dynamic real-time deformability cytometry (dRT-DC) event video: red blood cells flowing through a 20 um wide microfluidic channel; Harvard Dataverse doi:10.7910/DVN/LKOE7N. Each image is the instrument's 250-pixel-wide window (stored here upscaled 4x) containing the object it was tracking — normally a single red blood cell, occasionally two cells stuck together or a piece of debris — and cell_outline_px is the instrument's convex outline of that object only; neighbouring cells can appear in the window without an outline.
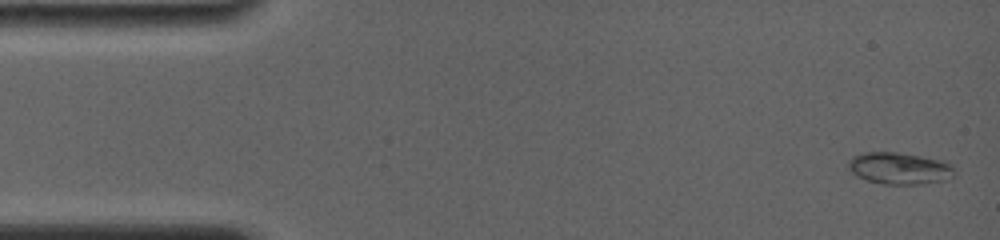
{"species": "common noctule bat (a hibernating species)", "species_latin": "Nyctalus noctula", "temperature_condition": "room temperature", "stored_images_in_passage": 70, "camera_frame_rate_fps": 4000, "um_per_image_px": 0.085, "animal": {"sex": "female", "body_mass_g": 19.0, "forearm_length_mm": 56.7}, "frame": {"image": 1, "passage_image": 1, "time_ms": 0.0, "image_size_px": [1000, 240], "cell_outline_px": [[956, 176], [944, 180], [920, 184], [884, 184], [868, 180], [852, 172], [848, 168], [848, 160], [852, 156], [864, 152], [896, 152], [944, 160], [952, 168]], "centroid_in_image_um": [76.45, 14.3], "position_along_channel_um": 8.6, "area_um2": 19.54}}
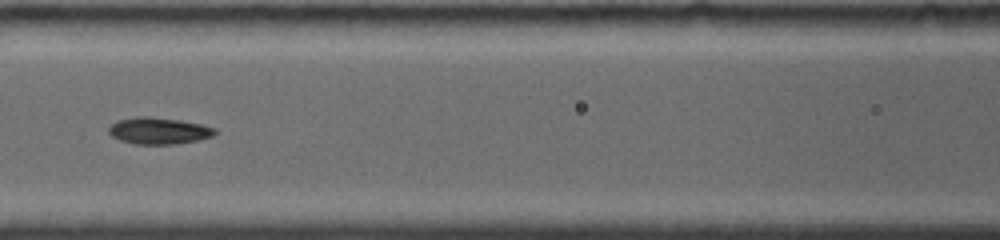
{"frame": {"image": 2, "passage_image": 27, "time_ms": 6.75, "image_size_px": [1000, 240], "cell_outline_px": [[216, 132], [212, 136], [196, 140], [176, 144], [136, 144], [120, 140], [112, 136], [108, 132], [108, 128], [116, 120], [136, 116], [148, 116], [180, 120], [200, 124], [216, 128]], "centroid_in_image_um": [13.46, 11.11], "position_along_channel_um": 153.1, "area_um2": 16.47}}
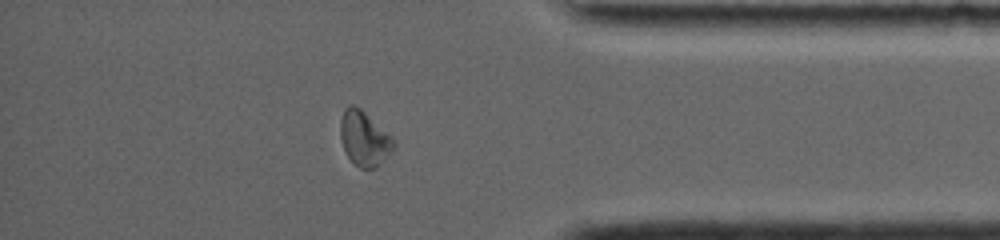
{"frame": {"image": 3, "passage_image": 59, "time_ms": 13.5, "image_size_px": [1000, 240], "cell_outline_px": [[396, 148], [376, 168], [360, 168], [348, 156], [344, 148], [340, 136], [340, 120], [344, 108], [348, 104], [352, 104], [360, 108], [392, 136], [396, 144]], "centroid_in_image_um": [30.98, 11.76], "position_along_channel_um": 404.2, "area_um2": 17.05}, "authors_computed_cell_mechanics": {"area_um2": 16.473, "velocity_mm_per_s": 3.8681, "shape_relaxation_time_tau1_ms": 6.6734, "shape_relaxation_time_tau2_ms": 4.2376, "deformation_change_tau1": 0.1951, "deformation_change_tau2": 0.0663}}